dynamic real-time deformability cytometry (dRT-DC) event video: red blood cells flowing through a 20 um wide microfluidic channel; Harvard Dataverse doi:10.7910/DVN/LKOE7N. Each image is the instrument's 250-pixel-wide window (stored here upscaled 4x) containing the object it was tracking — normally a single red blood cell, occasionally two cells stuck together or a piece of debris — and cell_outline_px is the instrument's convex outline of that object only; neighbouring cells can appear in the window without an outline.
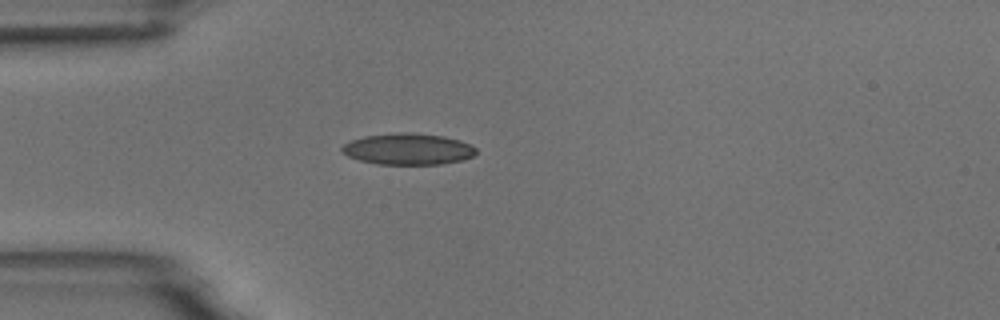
{"species": "common noctule bat (a hibernating species)", "species_latin": "Nyctalus noctula", "temperature_condition": "room temperature", "stored_images_in_passage": 1, "camera_frame_rate_fps": 3000, "um_per_image_px": 0.085, "animal": {"sex": "male", "body_mass_g": 18.8}, "frame": {"image": 1, "passage_image": 1, "time_ms": 0.0, "image_size_px": [1000, 320], "cell_outline_px": [[476, 152], [472, 156], [460, 160], [440, 164], [376, 164], [360, 160], [348, 156], [340, 148], [344, 144], [352, 140], [364, 136], [400, 132], [404, 132], [444, 136], [460, 140], [472, 144], [476, 148]], "centroid_in_image_um": [34.69, 12.66], "position_along_channel_um": 50.3, "area_um2": 24.33}}